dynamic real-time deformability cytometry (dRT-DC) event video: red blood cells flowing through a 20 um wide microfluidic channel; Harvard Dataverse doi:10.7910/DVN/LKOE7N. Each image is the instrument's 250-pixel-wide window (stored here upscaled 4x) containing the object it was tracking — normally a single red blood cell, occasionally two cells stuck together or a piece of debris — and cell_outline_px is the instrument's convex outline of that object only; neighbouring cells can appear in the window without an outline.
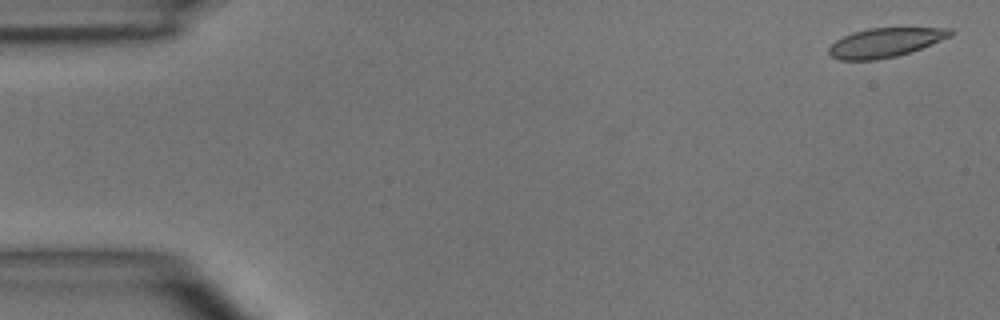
{"species": "common noctule bat (a hibernating species)", "species_latin": "Nyctalus noctula", "temperature_condition": "room temperature", "stored_images_in_passage": 8, "camera_frame_rate_fps": 3000, "um_per_image_px": 0.085, "animal": {"sex": "male", "body_mass_g": 15.6}, "frame": {"image": 1, "passage_image": 1, "time_ms": 0.0, "image_size_px": [1000, 320], "cell_outline_px": [[956, 32], [952, 36], [920, 48], [896, 56], [876, 60], [840, 60], [832, 56], [828, 52], [828, 48], [836, 40], [852, 32], [868, 28], [952, 28]], "centroid_in_image_um": [75.25, 3.61], "position_along_channel_um": 9.8, "area_um2": 20.58}}
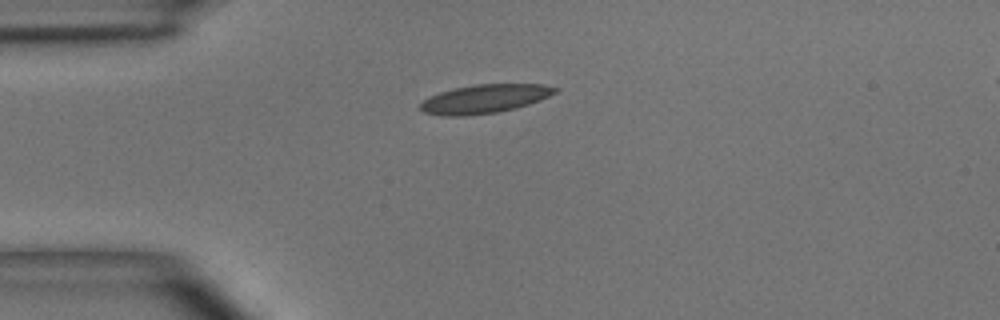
{"frame": {"image": 2, "passage_image": 4, "time_ms": 3.667, "image_size_px": [1000, 320], "cell_outline_px": [[560, 88], [556, 92], [540, 100], [516, 108], [496, 112], [468, 116], [444, 116], [424, 112], [420, 108], [420, 104], [424, 100], [440, 92], [452, 88], [476, 84], [544, 84]], "centroid_in_image_um": [41.21, 8.4], "position_along_channel_um": 43.8, "area_um2": 22.48}}
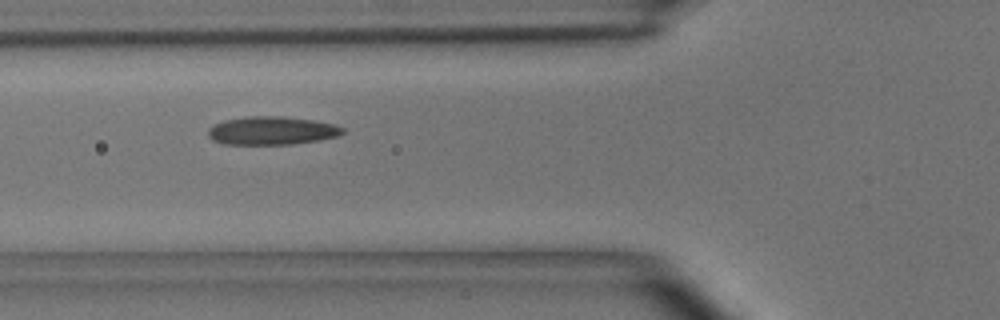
{"frame": {"image": 3, "passage_image": 6, "time_ms": 5.667, "image_size_px": [1000, 320], "cell_outline_px": [[344, 132], [340, 136], [320, 140], [292, 144], [224, 144], [212, 140], [208, 136], [208, 128], [224, 120], [248, 116], [284, 116], [316, 120], [336, 124], [344, 128]], "centroid_in_image_um": [23.15, 11.1], "position_along_channel_um": 102.7, "area_um2": 22.43}}